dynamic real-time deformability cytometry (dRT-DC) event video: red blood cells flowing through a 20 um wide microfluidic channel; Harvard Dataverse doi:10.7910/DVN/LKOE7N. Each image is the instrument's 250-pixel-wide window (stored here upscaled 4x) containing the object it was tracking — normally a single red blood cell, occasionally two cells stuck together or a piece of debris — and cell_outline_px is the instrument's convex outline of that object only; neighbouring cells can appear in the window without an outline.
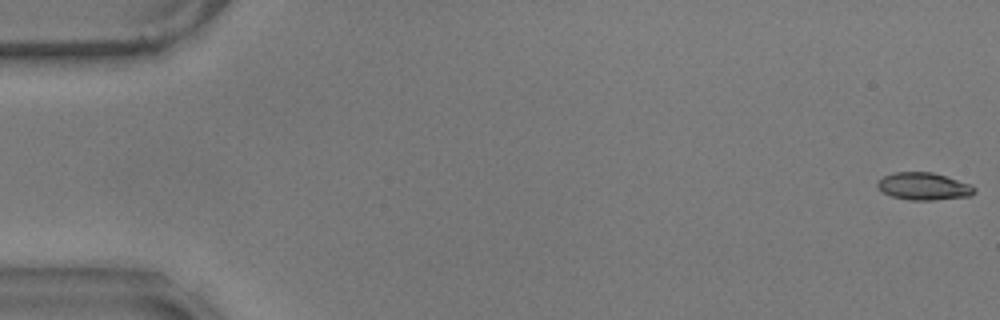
{"species": "common noctule bat (a hibernating species)", "species_latin": "Nyctalus noctula", "temperature_condition": "warm", "stored_images_in_passage": 58, "camera_frame_rate_fps": 3000, "um_per_image_px": 0.085, "animal": {"sex": "male", "body_mass_g": 17.9}, "frame": {"image": 1, "passage_image": 1, "time_ms": 0.0, "image_size_px": [1000, 320], "cell_outline_px": [[976, 192], [972, 196], [932, 200], [908, 200], [892, 196], [884, 192], [876, 184], [884, 176], [896, 172], [932, 172], [972, 184], [976, 188]], "centroid_in_image_um": [78.58, 15.84], "position_along_channel_um": 6.4, "area_um2": 15.43}}
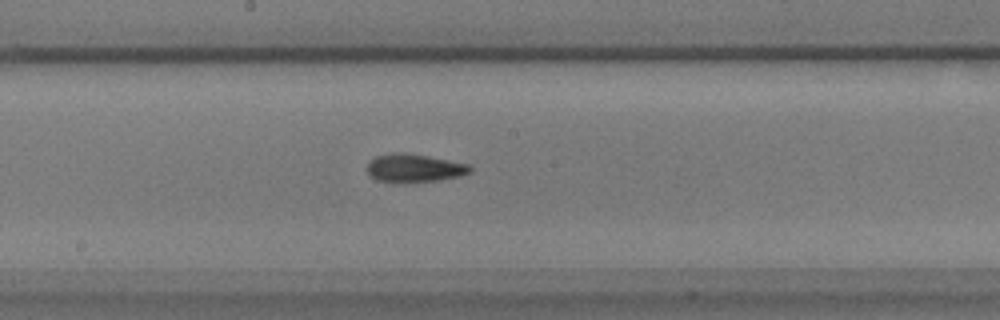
{"frame": {"image": 2, "passage_image": 31, "time_ms": 10.0, "image_size_px": [1000, 320], "cell_outline_px": [[472, 172], [460, 176], [436, 180], [376, 180], [368, 176], [368, 160], [376, 156], [396, 152], [404, 152], [428, 156], [468, 164], [472, 168]], "centroid_in_image_um": [35.21, 14.24], "position_along_channel_um": 213.0, "area_um2": 16.36}}
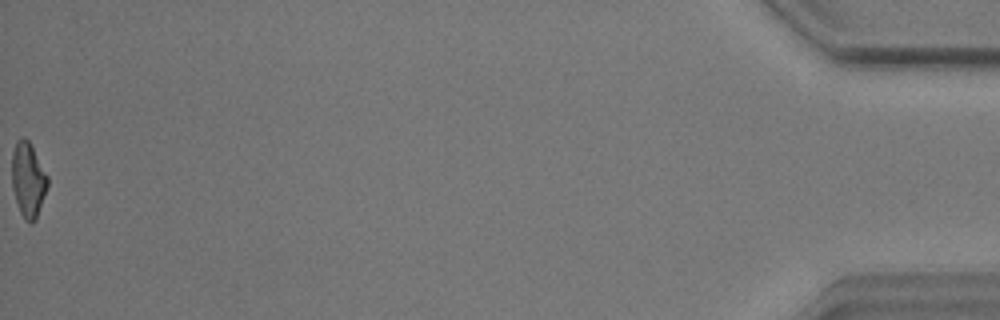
{"frame": {"image": 3, "passage_image": 58, "time_ms": 19.0, "image_size_px": [1000, 320], "cell_outline_px": [[48, 184], [36, 220], [32, 224], [28, 224], [24, 220], [20, 212], [12, 188], [12, 152], [16, 140], [20, 136], [24, 136], [28, 140], [48, 176]], "centroid_in_image_um": [2.38, 15.29], "position_along_channel_um": 432.8, "area_um2": 15.66}, "authors_computed_cell_mechanics": {"area_um2": 16.0106, "velocity_mm_per_s": 3.5489, "shape_relaxation_time_tau1_ms": 5.6749, "shape_relaxation_time_tau2_ms": 2.1475, "deformation_change_tau1": 0.1731, "deformation_change_tau2": 0.0884}}